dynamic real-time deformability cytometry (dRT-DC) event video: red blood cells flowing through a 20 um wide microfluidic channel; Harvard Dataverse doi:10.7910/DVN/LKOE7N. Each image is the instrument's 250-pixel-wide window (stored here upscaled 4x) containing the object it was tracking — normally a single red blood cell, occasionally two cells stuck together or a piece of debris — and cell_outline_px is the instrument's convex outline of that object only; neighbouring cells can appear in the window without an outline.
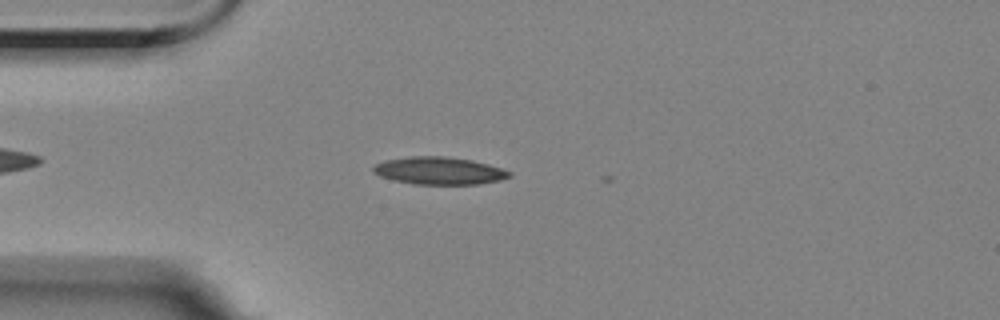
{"species": "Egyptian fruit bat (a non-hibernating species)", "species_latin": "Rousettus aegyptiacus", "temperature_condition": "room temperature", "stored_images_in_passage": 2, "camera_frame_rate_fps": 3000, "um_per_image_px": 0.085, "animal": {"sex": "female"}, "frame": {"image": 1, "passage_image": 1, "time_ms": 0.0, "image_size_px": [1000, 320], "cell_outline_px": [[512, 176], [500, 180], [476, 184], [412, 184], [392, 180], [380, 176], [372, 172], [372, 168], [376, 164], [388, 160], [412, 156], [444, 156], [472, 160], [488, 164], [512, 172]], "centroid_in_image_um": [37.33, 14.52], "position_along_channel_um": 47.7, "area_um2": 21.73}}